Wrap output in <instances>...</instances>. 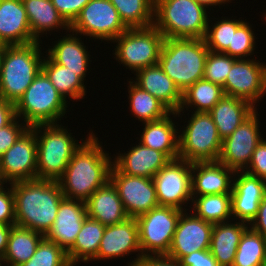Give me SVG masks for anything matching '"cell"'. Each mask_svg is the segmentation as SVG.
<instances>
[{"instance_id": "cell-1", "label": "cell", "mask_w": 266, "mask_h": 266, "mask_svg": "<svg viewBox=\"0 0 266 266\" xmlns=\"http://www.w3.org/2000/svg\"><path fill=\"white\" fill-rule=\"evenodd\" d=\"M85 139L57 180L65 198L84 202L110 180L113 166L112 158L92 130Z\"/></svg>"}, {"instance_id": "cell-2", "label": "cell", "mask_w": 266, "mask_h": 266, "mask_svg": "<svg viewBox=\"0 0 266 266\" xmlns=\"http://www.w3.org/2000/svg\"><path fill=\"white\" fill-rule=\"evenodd\" d=\"M15 199V225L46 235L65 198L54 180L34 179L10 184Z\"/></svg>"}, {"instance_id": "cell-3", "label": "cell", "mask_w": 266, "mask_h": 266, "mask_svg": "<svg viewBox=\"0 0 266 266\" xmlns=\"http://www.w3.org/2000/svg\"><path fill=\"white\" fill-rule=\"evenodd\" d=\"M209 49L204 39L165 38L159 66L181 92L203 79Z\"/></svg>"}, {"instance_id": "cell-4", "label": "cell", "mask_w": 266, "mask_h": 266, "mask_svg": "<svg viewBox=\"0 0 266 266\" xmlns=\"http://www.w3.org/2000/svg\"><path fill=\"white\" fill-rule=\"evenodd\" d=\"M42 41L6 46L0 68V98L16 104L42 70ZM42 55V56H41Z\"/></svg>"}, {"instance_id": "cell-5", "label": "cell", "mask_w": 266, "mask_h": 266, "mask_svg": "<svg viewBox=\"0 0 266 266\" xmlns=\"http://www.w3.org/2000/svg\"><path fill=\"white\" fill-rule=\"evenodd\" d=\"M31 128L37 141V179L57 181L86 140L75 139L62 124H37Z\"/></svg>"}, {"instance_id": "cell-6", "label": "cell", "mask_w": 266, "mask_h": 266, "mask_svg": "<svg viewBox=\"0 0 266 266\" xmlns=\"http://www.w3.org/2000/svg\"><path fill=\"white\" fill-rule=\"evenodd\" d=\"M207 10L197 0H154L153 25L164 38L204 39Z\"/></svg>"}, {"instance_id": "cell-7", "label": "cell", "mask_w": 266, "mask_h": 266, "mask_svg": "<svg viewBox=\"0 0 266 266\" xmlns=\"http://www.w3.org/2000/svg\"><path fill=\"white\" fill-rule=\"evenodd\" d=\"M67 102L41 70L15 104V114L29 127L57 124L65 117Z\"/></svg>"}, {"instance_id": "cell-8", "label": "cell", "mask_w": 266, "mask_h": 266, "mask_svg": "<svg viewBox=\"0 0 266 266\" xmlns=\"http://www.w3.org/2000/svg\"><path fill=\"white\" fill-rule=\"evenodd\" d=\"M179 132V158L189 163L218 161L222 139L209 112H191ZM186 125V127H185ZM182 134H181V133Z\"/></svg>"}, {"instance_id": "cell-9", "label": "cell", "mask_w": 266, "mask_h": 266, "mask_svg": "<svg viewBox=\"0 0 266 266\" xmlns=\"http://www.w3.org/2000/svg\"><path fill=\"white\" fill-rule=\"evenodd\" d=\"M164 39L154 25L144 28H128L112 41L116 42L114 58L126 69L136 73L158 64Z\"/></svg>"}, {"instance_id": "cell-10", "label": "cell", "mask_w": 266, "mask_h": 266, "mask_svg": "<svg viewBox=\"0 0 266 266\" xmlns=\"http://www.w3.org/2000/svg\"><path fill=\"white\" fill-rule=\"evenodd\" d=\"M183 210L157 206L136 217L142 256L167 255Z\"/></svg>"}, {"instance_id": "cell-11", "label": "cell", "mask_w": 266, "mask_h": 266, "mask_svg": "<svg viewBox=\"0 0 266 266\" xmlns=\"http://www.w3.org/2000/svg\"><path fill=\"white\" fill-rule=\"evenodd\" d=\"M128 28L109 0H90L70 25L71 32L102 41H112Z\"/></svg>"}, {"instance_id": "cell-12", "label": "cell", "mask_w": 266, "mask_h": 266, "mask_svg": "<svg viewBox=\"0 0 266 266\" xmlns=\"http://www.w3.org/2000/svg\"><path fill=\"white\" fill-rule=\"evenodd\" d=\"M191 168V163L178 158L170 160L154 175L152 179L160 206L188 210L185 207L192 201Z\"/></svg>"}, {"instance_id": "cell-13", "label": "cell", "mask_w": 266, "mask_h": 266, "mask_svg": "<svg viewBox=\"0 0 266 266\" xmlns=\"http://www.w3.org/2000/svg\"><path fill=\"white\" fill-rule=\"evenodd\" d=\"M222 87L225 95L244 99L257 108L256 103L266 96V63L237 59Z\"/></svg>"}, {"instance_id": "cell-14", "label": "cell", "mask_w": 266, "mask_h": 266, "mask_svg": "<svg viewBox=\"0 0 266 266\" xmlns=\"http://www.w3.org/2000/svg\"><path fill=\"white\" fill-rule=\"evenodd\" d=\"M257 109L222 141L219 162L236 171H244L252 154L263 139Z\"/></svg>"}, {"instance_id": "cell-15", "label": "cell", "mask_w": 266, "mask_h": 266, "mask_svg": "<svg viewBox=\"0 0 266 266\" xmlns=\"http://www.w3.org/2000/svg\"><path fill=\"white\" fill-rule=\"evenodd\" d=\"M0 162L3 185L37 179V141L31 127L0 156Z\"/></svg>"}, {"instance_id": "cell-16", "label": "cell", "mask_w": 266, "mask_h": 266, "mask_svg": "<svg viewBox=\"0 0 266 266\" xmlns=\"http://www.w3.org/2000/svg\"><path fill=\"white\" fill-rule=\"evenodd\" d=\"M110 181L115 186L129 217L136 218L159 206L153 179L123 174L113 164Z\"/></svg>"}, {"instance_id": "cell-17", "label": "cell", "mask_w": 266, "mask_h": 266, "mask_svg": "<svg viewBox=\"0 0 266 266\" xmlns=\"http://www.w3.org/2000/svg\"><path fill=\"white\" fill-rule=\"evenodd\" d=\"M187 211L184 210L178 219L176 231L167 254L177 261L192 252L210 248L214 224L204 221L193 213L188 214Z\"/></svg>"}, {"instance_id": "cell-18", "label": "cell", "mask_w": 266, "mask_h": 266, "mask_svg": "<svg viewBox=\"0 0 266 266\" xmlns=\"http://www.w3.org/2000/svg\"><path fill=\"white\" fill-rule=\"evenodd\" d=\"M132 252L136 254L132 262L128 266H135L137 261L142 257L139 245L138 224L136 218L129 217L125 221L108 225L105 227L104 235L100 242L97 256L93 261H101L107 259H116L120 257L131 255Z\"/></svg>"}, {"instance_id": "cell-19", "label": "cell", "mask_w": 266, "mask_h": 266, "mask_svg": "<svg viewBox=\"0 0 266 266\" xmlns=\"http://www.w3.org/2000/svg\"><path fill=\"white\" fill-rule=\"evenodd\" d=\"M265 195L266 181L244 171H236L231 193L232 220L250 224Z\"/></svg>"}, {"instance_id": "cell-20", "label": "cell", "mask_w": 266, "mask_h": 266, "mask_svg": "<svg viewBox=\"0 0 266 266\" xmlns=\"http://www.w3.org/2000/svg\"><path fill=\"white\" fill-rule=\"evenodd\" d=\"M87 217L84 201L64 198L60 202L54 224L45 237L67 252L74 245Z\"/></svg>"}, {"instance_id": "cell-21", "label": "cell", "mask_w": 266, "mask_h": 266, "mask_svg": "<svg viewBox=\"0 0 266 266\" xmlns=\"http://www.w3.org/2000/svg\"><path fill=\"white\" fill-rule=\"evenodd\" d=\"M234 174L219 161L192 163V196L232 193Z\"/></svg>"}, {"instance_id": "cell-22", "label": "cell", "mask_w": 266, "mask_h": 266, "mask_svg": "<svg viewBox=\"0 0 266 266\" xmlns=\"http://www.w3.org/2000/svg\"><path fill=\"white\" fill-rule=\"evenodd\" d=\"M34 42L22 0H0V44L13 46Z\"/></svg>"}, {"instance_id": "cell-23", "label": "cell", "mask_w": 266, "mask_h": 266, "mask_svg": "<svg viewBox=\"0 0 266 266\" xmlns=\"http://www.w3.org/2000/svg\"><path fill=\"white\" fill-rule=\"evenodd\" d=\"M127 152V153H126ZM125 153H119L113 164L129 176L153 178L170 159L162 152L143 146L140 142Z\"/></svg>"}, {"instance_id": "cell-24", "label": "cell", "mask_w": 266, "mask_h": 266, "mask_svg": "<svg viewBox=\"0 0 266 266\" xmlns=\"http://www.w3.org/2000/svg\"><path fill=\"white\" fill-rule=\"evenodd\" d=\"M131 79L142 90L147 91L163 103L171 112L179 111L182 92L162 70L159 64L146 67L134 74Z\"/></svg>"}, {"instance_id": "cell-25", "label": "cell", "mask_w": 266, "mask_h": 266, "mask_svg": "<svg viewBox=\"0 0 266 266\" xmlns=\"http://www.w3.org/2000/svg\"><path fill=\"white\" fill-rule=\"evenodd\" d=\"M87 216L103 225H114L129 218L113 183L109 180L86 201Z\"/></svg>"}, {"instance_id": "cell-26", "label": "cell", "mask_w": 266, "mask_h": 266, "mask_svg": "<svg viewBox=\"0 0 266 266\" xmlns=\"http://www.w3.org/2000/svg\"><path fill=\"white\" fill-rule=\"evenodd\" d=\"M176 118V112H171L166 117L144 122V128L140 135V143L148 148L164 153L170 160L179 158V131L178 125L172 120Z\"/></svg>"}, {"instance_id": "cell-27", "label": "cell", "mask_w": 266, "mask_h": 266, "mask_svg": "<svg viewBox=\"0 0 266 266\" xmlns=\"http://www.w3.org/2000/svg\"><path fill=\"white\" fill-rule=\"evenodd\" d=\"M68 33L70 34H66L60 39L58 38L54 43L55 45L50 46L45 53L55 63L68 67L73 72H78V76L85 81L87 70L91 68L88 65L92 62L90 60L91 55H89L87 46H84V42H82V38H79L78 34L71 33V30Z\"/></svg>"}, {"instance_id": "cell-28", "label": "cell", "mask_w": 266, "mask_h": 266, "mask_svg": "<svg viewBox=\"0 0 266 266\" xmlns=\"http://www.w3.org/2000/svg\"><path fill=\"white\" fill-rule=\"evenodd\" d=\"M232 221L213 225L209 251L220 266H232L241 236L249 227L245 222Z\"/></svg>"}, {"instance_id": "cell-29", "label": "cell", "mask_w": 266, "mask_h": 266, "mask_svg": "<svg viewBox=\"0 0 266 266\" xmlns=\"http://www.w3.org/2000/svg\"><path fill=\"white\" fill-rule=\"evenodd\" d=\"M256 109V107L244 99L224 95L209 113L223 141Z\"/></svg>"}, {"instance_id": "cell-30", "label": "cell", "mask_w": 266, "mask_h": 266, "mask_svg": "<svg viewBox=\"0 0 266 266\" xmlns=\"http://www.w3.org/2000/svg\"><path fill=\"white\" fill-rule=\"evenodd\" d=\"M22 3L27 13L32 36L36 41H41V35L44 37L43 35L46 34L47 37V32L52 33L53 30L57 32L62 29L66 30V33L70 31V25L59 14L51 0H22Z\"/></svg>"}, {"instance_id": "cell-31", "label": "cell", "mask_w": 266, "mask_h": 266, "mask_svg": "<svg viewBox=\"0 0 266 266\" xmlns=\"http://www.w3.org/2000/svg\"><path fill=\"white\" fill-rule=\"evenodd\" d=\"M44 237L45 235L40 232L13 225L8 237L6 252L2 259L3 265L19 266L28 262Z\"/></svg>"}, {"instance_id": "cell-32", "label": "cell", "mask_w": 266, "mask_h": 266, "mask_svg": "<svg viewBox=\"0 0 266 266\" xmlns=\"http://www.w3.org/2000/svg\"><path fill=\"white\" fill-rule=\"evenodd\" d=\"M105 225L87 217L77 235L74 245L67 251L69 262L75 266L80 261H92L98 253L104 235Z\"/></svg>"}, {"instance_id": "cell-33", "label": "cell", "mask_w": 266, "mask_h": 266, "mask_svg": "<svg viewBox=\"0 0 266 266\" xmlns=\"http://www.w3.org/2000/svg\"><path fill=\"white\" fill-rule=\"evenodd\" d=\"M45 56L42 62V71L62 97L66 101L71 98L73 102L85 99L86 86L78 76V72H73L68 67L55 63L47 54Z\"/></svg>"}, {"instance_id": "cell-34", "label": "cell", "mask_w": 266, "mask_h": 266, "mask_svg": "<svg viewBox=\"0 0 266 266\" xmlns=\"http://www.w3.org/2000/svg\"><path fill=\"white\" fill-rule=\"evenodd\" d=\"M224 95L221 85L205 79L198 80L182 92L181 107L176 114L182 120L183 115L181 114H184L185 108L186 110L190 107L194 108V112H209Z\"/></svg>"}, {"instance_id": "cell-35", "label": "cell", "mask_w": 266, "mask_h": 266, "mask_svg": "<svg viewBox=\"0 0 266 266\" xmlns=\"http://www.w3.org/2000/svg\"><path fill=\"white\" fill-rule=\"evenodd\" d=\"M189 204L190 213L212 224L232 219L231 193L192 196Z\"/></svg>"}, {"instance_id": "cell-36", "label": "cell", "mask_w": 266, "mask_h": 266, "mask_svg": "<svg viewBox=\"0 0 266 266\" xmlns=\"http://www.w3.org/2000/svg\"><path fill=\"white\" fill-rule=\"evenodd\" d=\"M129 80L128 99L130 112L132 115L134 114L133 116L138 121H142V123L157 121L171 113L156 97L142 90L131 79Z\"/></svg>"}, {"instance_id": "cell-37", "label": "cell", "mask_w": 266, "mask_h": 266, "mask_svg": "<svg viewBox=\"0 0 266 266\" xmlns=\"http://www.w3.org/2000/svg\"><path fill=\"white\" fill-rule=\"evenodd\" d=\"M232 266H266V238L248 227L241 236Z\"/></svg>"}, {"instance_id": "cell-38", "label": "cell", "mask_w": 266, "mask_h": 266, "mask_svg": "<svg viewBox=\"0 0 266 266\" xmlns=\"http://www.w3.org/2000/svg\"><path fill=\"white\" fill-rule=\"evenodd\" d=\"M117 9L127 28H144L153 25L154 0H109Z\"/></svg>"}, {"instance_id": "cell-39", "label": "cell", "mask_w": 266, "mask_h": 266, "mask_svg": "<svg viewBox=\"0 0 266 266\" xmlns=\"http://www.w3.org/2000/svg\"><path fill=\"white\" fill-rule=\"evenodd\" d=\"M226 18L220 21L215 20L216 23H214V25L210 23L211 20L208 21L204 40L207 48L211 52H224L229 46H232L233 33H235L236 29L244 22L242 19Z\"/></svg>"}, {"instance_id": "cell-40", "label": "cell", "mask_w": 266, "mask_h": 266, "mask_svg": "<svg viewBox=\"0 0 266 266\" xmlns=\"http://www.w3.org/2000/svg\"><path fill=\"white\" fill-rule=\"evenodd\" d=\"M19 266H72L69 262L67 252L56 243L44 237L34 255L28 262Z\"/></svg>"}, {"instance_id": "cell-41", "label": "cell", "mask_w": 266, "mask_h": 266, "mask_svg": "<svg viewBox=\"0 0 266 266\" xmlns=\"http://www.w3.org/2000/svg\"><path fill=\"white\" fill-rule=\"evenodd\" d=\"M251 26L245 19L233 33L232 46H229L223 53L236 59H249L252 57L251 55L256 50V36Z\"/></svg>"}, {"instance_id": "cell-42", "label": "cell", "mask_w": 266, "mask_h": 266, "mask_svg": "<svg viewBox=\"0 0 266 266\" xmlns=\"http://www.w3.org/2000/svg\"><path fill=\"white\" fill-rule=\"evenodd\" d=\"M237 59L223 52H208L203 79L223 86Z\"/></svg>"}, {"instance_id": "cell-43", "label": "cell", "mask_w": 266, "mask_h": 266, "mask_svg": "<svg viewBox=\"0 0 266 266\" xmlns=\"http://www.w3.org/2000/svg\"><path fill=\"white\" fill-rule=\"evenodd\" d=\"M22 122V123H20ZM29 126L15 117L8 125L0 129V156H2Z\"/></svg>"}, {"instance_id": "cell-44", "label": "cell", "mask_w": 266, "mask_h": 266, "mask_svg": "<svg viewBox=\"0 0 266 266\" xmlns=\"http://www.w3.org/2000/svg\"><path fill=\"white\" fill-rule=\"evenodd\" d=\"M0 224L15 225V199L11 185L10 188L0 186Z\"/></svg>"}, {"instance_id": "cell-45", "label": "cell", "mask_w": 266, "mask_h": 266, "mask_svg": "<svg viewBox=\"0 0 266 266\" xmlns=\"http://www.w3.org/2000/svg\"><path fill=\"white\" fill-rule=\"evenodd\" d=\"M244 172L266 181V139L261 140Z\"/></svg>"}, {"instance_id": "cell-46", "label": "cell", "mask_w": 266, "mask_h": 266, "mask_svg": "<svg viewBox=\"0 0 266 266\" xmlns=\"http://www.w3.org/2000/svg\"><path fill=\"white\" fill-rule=\"evenodd\" d=\"M89 1L90 0H51L59 14L69 25L75 21L81 13L82 8Z\"/></svg>"}, {"instance_id": "cell-47", "label": "cell", "mask_w": 266, "mask_h": 266, "mask_svg": "<svg viewBox=\"0 0 266 266\" xmlns=\"http://www.w3.org/2000/svg\"><path fill=\"white\" fill-rule=\"evenodd\" d=\"M179 263L181 266H220L209 249L185 255L179 260Z\"/></svg>"}, {"instance_id": "cell-48", "label": "cell", "mask_w": 266, "mask_h": 266, "mask_svg": "<svg viewBox=\"0 0 266 266\" xmlns=\"http://www.w3.org/2000/svg\"><path fill=\"white\" fill-rule=\"evenodd\" d=\"M135 266H181L179 261L167 255L142 256Z\"/></svg>"}, {"instance_id": "cell-49", "label": "cell", "mask_w": 266, "mask_h": 266, "mask_svg": "<svg viewBox=\"0 0 266 266\" xmlns=\"http://www.w3.org/2000/svg\"><path fill=\"white\" fill-rule=\"evenodd\" d=\"M249 227L266 238V195L261 201L257 215L250 222Z\"/></svg>"}, {"instance_id": "cell-50", "label": "cell", "mask_w": 266, "mask_h": 266, "mask_svg": "<svg viewBox=\"0 0 266 266\" xmlns=\"http://www.w3.org/2000/svg\"><path fill=\"white\" fill-rule=\"evenodd\" d=\"M15 117V104L0 98V129L8 125Z\"/></svg>"}, {"instance_id": "cell-51", "label": "cell", "mask_w": 266, "mask_h": 266, "mask_svg": "<svg viewBox=\"0 0 266 266\" xmlns=\"http://www.w3.org/2000/svg\"><path fill=\"white\" fill-rule=\"evenodd\" d=\"M13 225H4L0 224V258L3 259V256L6 252L8 237Z\"/></svg>"}, {"instance_id": "cell-52", "label": "cell", "mask_w": 266, "mask_h": 266, "mask_svg": "<svg viewBox=\"0 0 266 266\" xmlns=\"http://www.w3.org/2000/svg\"><path fill=\"white\" fill-rule=\"evenodd\" d=\"M201 5L205 6L208 10L210 9L209 7L211 6H219L224 4L223 6H225V4H228L229 2H231V0H197Z\"/></svg>"}, {"instance_id": "cell-53", "label": "cell", "mask_w": 266, "mask_h": 266, "mask_svg": "<svg viewBox=\"0 0 266 266\" xmlns=\"http://www.w3.org/2000/svg\"><path fill=\"white\" fill-rule=\"evenodd\" d=\"M5 47H6V45L0 44V68H1V61H2L3 53L5 51Z\"/></svg>"}, {"instance_id": "cell-54", "label": "cell", "mask_w": 266, "mask_h": 266, "mask_svg": "<svg viewBox=\"0 0 266 266\" xmlns=\"http://www.w3.org/2000/svg\"><path fill=\"white\" fill-rule=\"evenodd\" d=\"M0 185L1 186L3 185V174H2V171H1V162H0Z\"/></svg>"}, {"instance_id": "cell-55", "label": "cell", "mask_w": 266, "mask_h": 266, "mask_svg": "<svg viewBox=\"0 0 266 266\" xmlns=\"http://www.w3.org/2000/svg\"><path fill=\"white\" fill-rule=\"evenodd\" d=\"M0 266H4L3 265V260L0 258Z\"/></svg>"}, {"instance_id": "cell-56", "label": "cell", "mask_w": 266, "mask_h": 266, "mask_svg": "<svg viewBox=\"0 0 266 266\" xmlns=\"http://www.w3.org/2000/svg\"><path fill=\"white\" fill-rule=\"evenodd\" d=\"M263 14H264V17H265V19H264V20H265V22H266V12H265V13H263Z\"/></svg>"}]
</instances>
